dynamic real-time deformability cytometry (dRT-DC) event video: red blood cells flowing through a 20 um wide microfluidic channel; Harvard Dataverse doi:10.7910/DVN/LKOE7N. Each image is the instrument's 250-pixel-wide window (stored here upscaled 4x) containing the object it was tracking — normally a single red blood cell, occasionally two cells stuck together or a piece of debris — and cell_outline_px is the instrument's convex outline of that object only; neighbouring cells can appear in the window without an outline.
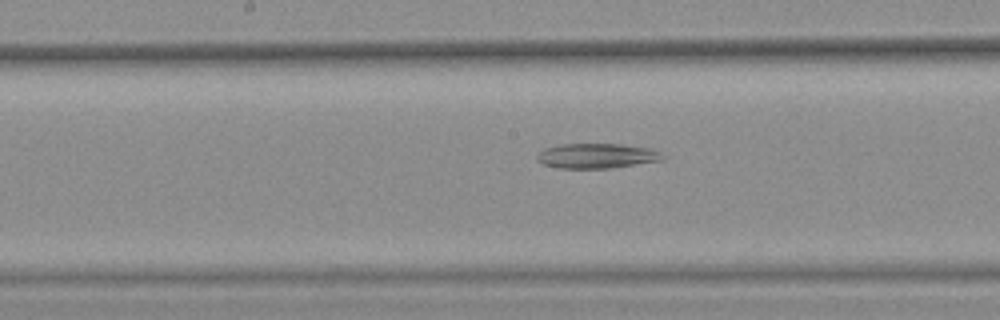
{"species": "common noctule bat (a hibernating species)", "species_latin": "Nyctalus noctula", "temperature_condition": "warm", "stored_images_in_passage": 46, "segment_of_instrument_passage": [2, 2], "camera_frame_rate_fps": 3000, "um_per_image_px": 0.085, "animal": {"sex": "female", "body_mass_g": 25.1}, "frame": {"image": 1, "passage_image": 25, "time_ms": 8.0, "image_size_px": [1000, 320], "cell_outline_px": [[664, 156], [660, 160], [612, 168], [560, 168], [544, 164], [536, 160], [536, 156], [544, 148], [560, 144], [620, 144], [652, 148], [660, 152]], "centroid_in_image_um": [50.7, 13.24], "position_along_channel_um": 197.5, "area_um2": 18.15}}
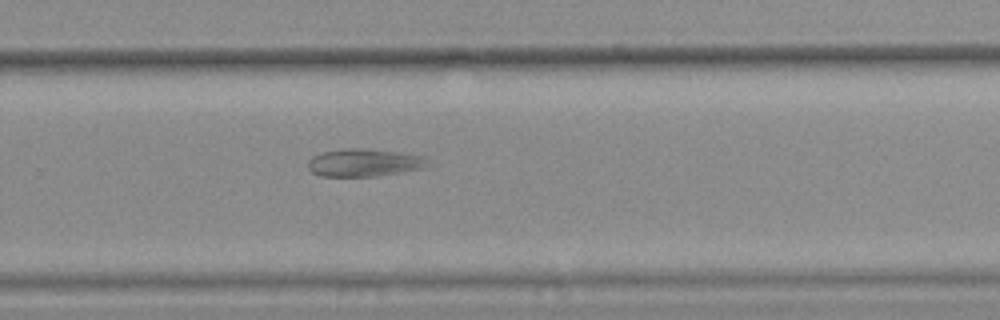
{"frame": {"image": 2, "passage_image": 33, "time_ms": 10.667, "image_size_px": [1000, 320], "cell_outline_px": [[428, 168], [376, 176], [320, 176], [312, 172], [308, 168], [308, 160], [312, 156], [324, 152], [344, 148], [364, 148], [428, 156]], "centroid_in_image_um": [31.0, 13.82], "position_along_channel_um": 298.8, "area_um2": 19.54}}
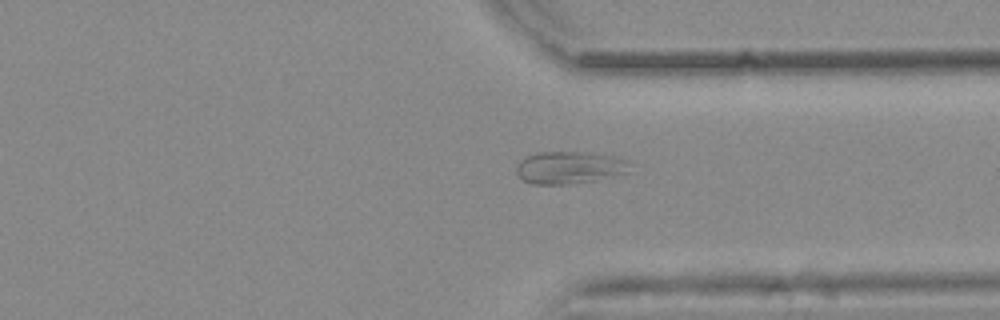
{"frame": {"image": 3, "passage_image": 38, "time_ms": 12.333, "image_size_px": [1000, 320], "cell_outline_px": [[628, 172], [596, 180], [568, 184], [532, 184], [524, 180], [516, 172], [516, 164], [524, 156], [536, 152], [600, 152], [620, 156], [628, 160]], "centroid_in_image_um": [48.41, 14.21], "position_along_channel_um": 363.0, "area_um2": 21.79}}